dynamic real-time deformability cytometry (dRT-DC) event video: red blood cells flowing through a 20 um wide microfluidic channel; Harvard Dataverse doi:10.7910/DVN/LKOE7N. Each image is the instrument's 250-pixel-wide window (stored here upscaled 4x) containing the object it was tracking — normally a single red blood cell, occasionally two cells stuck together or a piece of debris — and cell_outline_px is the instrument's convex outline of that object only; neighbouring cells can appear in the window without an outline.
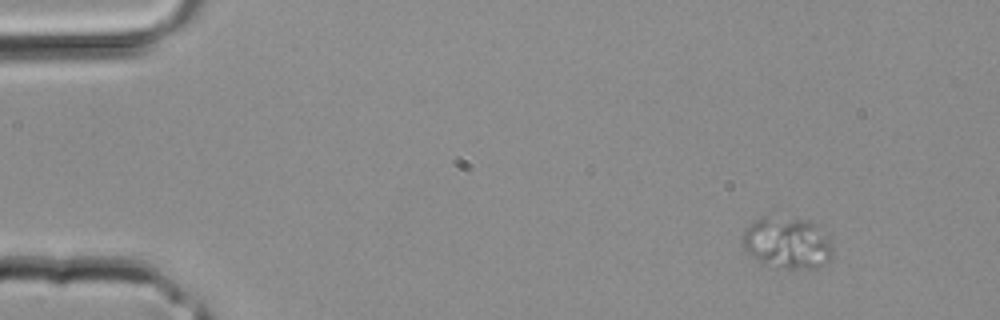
{"species": "common noctule bat (a hibernating species)", "species_latin": "Nyctalus noctula", "temperature_condition": "room temperature", "stored_images_in_passage": 3, "camera_frame_rate_fps": 3000, "um_per_image_px": 0.085, "animal": {"sex": "male", "body_mass_g": 20.4}, "frame": {"image": 1, "passage_image": 1, "time_ms": 0.0, "image_size_px": [1000, 320], "cell_outline_px": [[832, 256], [828, 260], [816, 268], [776, 268], [756, 264], [744, 252], [740, 236], [744, 228], [748, 224], [764, 216], [812, 220], [832, 244]], "centroid_in_image_um": [66.79, 20.67], "position_along_channel_um": 18.2, "area_um2": 27.86}}
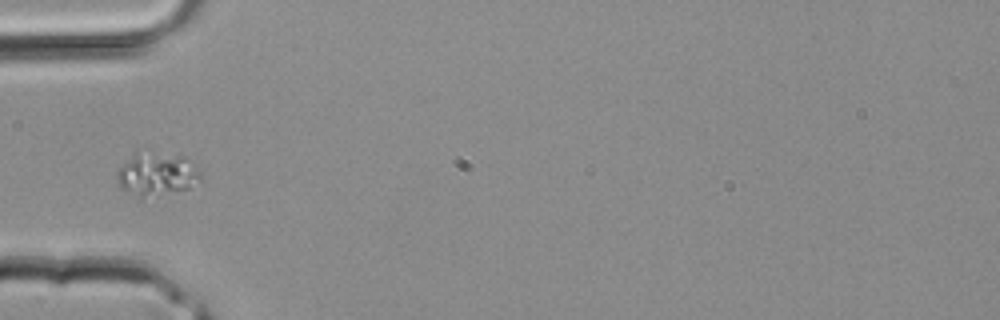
{"frame": {"image": 2, "passage_image": 3, "time_ms": 0.667, "image_size_px": [1000, 320], "cell_outline_px": [[200, 180], [188, 188], [140, 200], [120, 188], [116, 180], [116, 172], [136, 152], [184, 156], [192, 160], [200, 172]], "centroid_in_image_um": [13.3, 14.85], "position_along_channel_um": 71.7, "area_um2": 21.04}}